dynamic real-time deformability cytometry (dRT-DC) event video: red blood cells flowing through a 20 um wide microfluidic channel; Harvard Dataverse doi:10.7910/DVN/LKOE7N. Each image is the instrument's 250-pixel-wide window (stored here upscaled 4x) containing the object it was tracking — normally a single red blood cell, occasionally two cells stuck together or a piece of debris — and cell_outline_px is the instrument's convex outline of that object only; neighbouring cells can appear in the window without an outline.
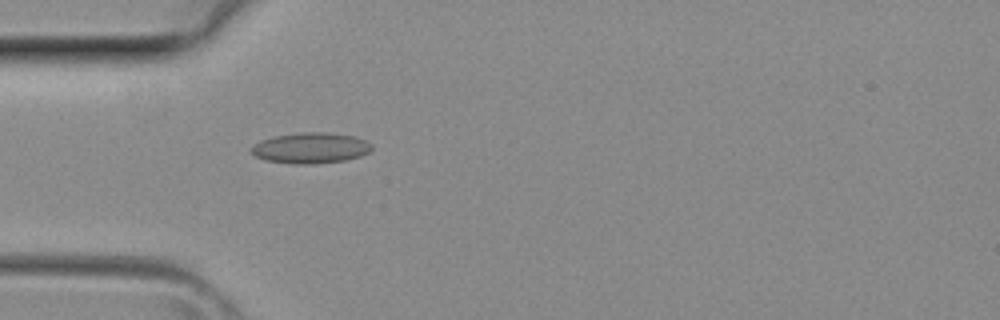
{"species": "common noctule bat (a hibernating species)", "species_latin": "Nyctalus noctula", "temperature_condition": "room temperature", "stored_images_in_passage": 35, "camera_frame_rate_fps": 3000, "um_per_image_px": 0.085, "animal": {"sex": "female", "body_mass_g": 29.2, "forearm_length_mm": 56.3}, "frame": {"image": 1, "passage_image": 8, "time_ms": 2.333, "image_size_px": [1000, 320], "cell_outline_px": [[372, 148], [368, 152], [360, 156], [344, 160], [316, 164], [296, 164], [264, 160], [256, 156], [248, 148], [252, 144], [260, 140], [276, 136], [300, 132], [328, 132], [352, 136], [364, 140], [372, 144]], "centroid_in_image_um": [26.36, 12.58], "position_along_channel_um": 58.6, "area_um2": 21.62}}
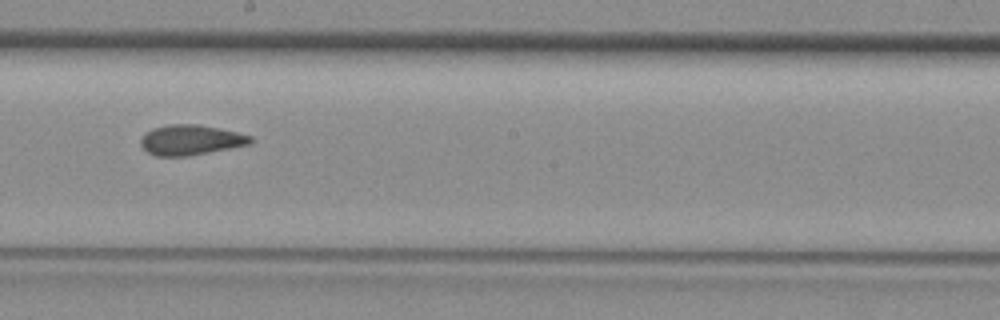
{"frame": {"image": 2, "passage_image": 18, "time_ms": 5.667, "image_size_px": [1000, 320], "cell_outline_px": [[252, 140], [248, 144], [188, 156], [156, 156], [148, 152], [140, 144], [140, 140], [152, 128], [168, 124], [200, 124], [220, 128], [252, 136]], "centroid_in_image_um": [16.19, 11.88], "position_along_channel_um": 232.0, "area_um2": 19.07}}
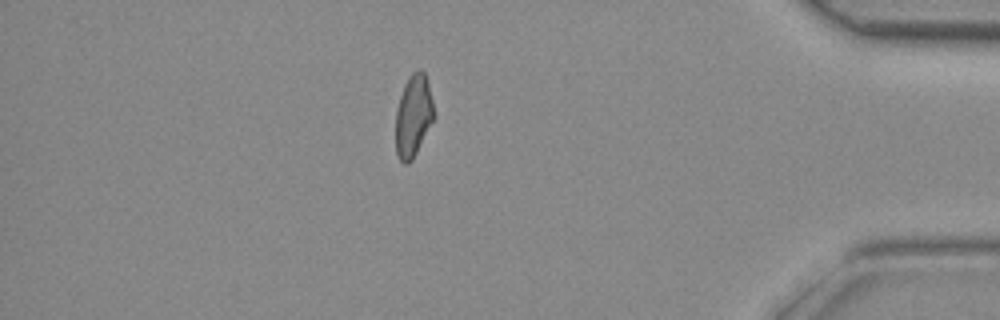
{"frame": {"image": 3, "passage_image": 30, "time_ms": 9.667, "image_size_px": [1000, 320], "cell_outline_px": [[432, 120], [412, 160], [408, 164], [404, 164], [396, 156], [396, 112], [400, 96], [404, 84], [408, 76], [412, 72], [420, 68], [424, 72], [428, 84], [432, 100]], "centroid_in_image_um": [35.09, 9.83], "position_along_channel_um": 400.1, "area_um2": 17.86}}